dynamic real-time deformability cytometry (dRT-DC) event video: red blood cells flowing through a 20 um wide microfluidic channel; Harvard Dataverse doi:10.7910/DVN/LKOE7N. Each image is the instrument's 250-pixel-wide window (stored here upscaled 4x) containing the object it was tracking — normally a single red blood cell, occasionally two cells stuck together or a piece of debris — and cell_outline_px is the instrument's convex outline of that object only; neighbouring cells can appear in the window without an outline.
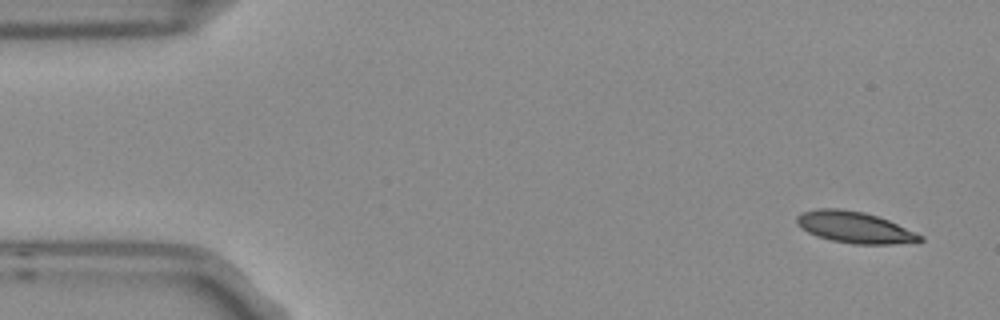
{"species": "Egyptian fruit bat (a non-hibernating species)", "species_latin": "Rousettus aegyptiacus", "temperature_condition": "room temperature", "stored_images_in_passage": 7, "camera_frame_rate_fps": 3000, "um_per_image_px": 0.085, "frame": {"image": 1, "passage_image": 1, "time_ms": 0.0, "image_size_px": [1000, 320], "cell_outline_px": [[924, 240], [892, 244], [852, 244], [832, 240], [816, 236], [800, 228], [796, 224], [796, 216], [800, 212], [816, 208], [840, 208], [864, 212], [888, 220], [924, 236]], "centroid_in_image_um": [72.58, 19.31], "position_along_channel_um": 12.4, "area_um2": 22.6}}
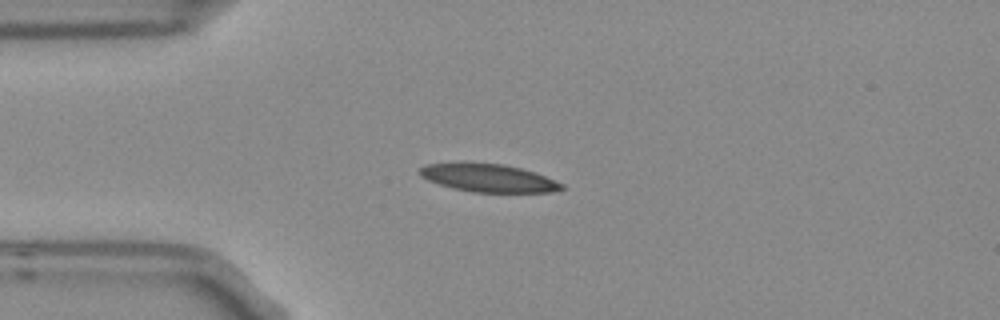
{"frame": {"image": 2, "passage_image": 4, "time_ms": 1.0, "image_size_px": [1000, 320], "cell_outline_px": [[564, 188], [552, 192], [476, 192], [452, 188], [428, 180], [420, 176], [420, 168], [424, 164], [460, 160], [464, 160], [504, 164], [536, 172], [564, 184]], "centroid_in_image_um": [41.46, 15.08], "position_along_channel_um": 43.5, "area_um2": 23.81}}